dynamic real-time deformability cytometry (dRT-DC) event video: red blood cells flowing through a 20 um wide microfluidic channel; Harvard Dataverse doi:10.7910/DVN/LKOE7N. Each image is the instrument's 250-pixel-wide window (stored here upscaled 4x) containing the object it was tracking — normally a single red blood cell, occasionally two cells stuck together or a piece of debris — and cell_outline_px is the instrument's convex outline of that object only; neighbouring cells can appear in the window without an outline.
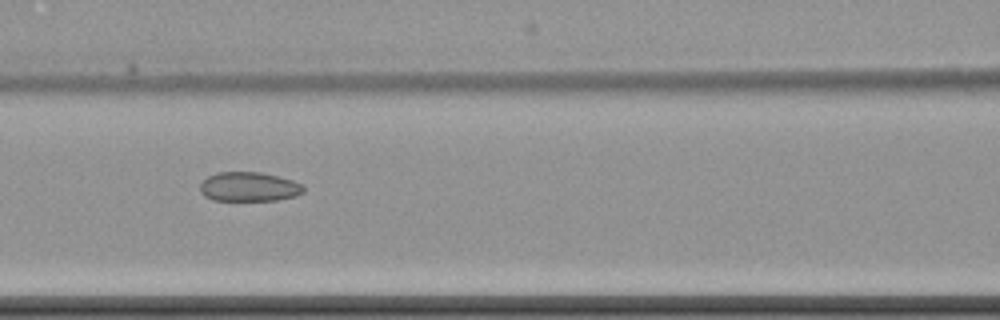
{"species": "common noctule bat (a hibernating species)", "species_latin": "Nyctalus noctula", "temperature_condition": "cold", "stored_images_in_passage": 9, "camera_frame_rate_fps": 3000, "um_per_image_px": 0.085, "animal": {"sex": "female", "body_mass_g": 22.7, "forearm_length_mm": 54.2}, "frame": {"image": 1, "passage_image": 8, "time_ms": 8.333, "image_size_px": [1000, 320], "cell_outline_px": [[304, 192], [296, 196], [276, 200], [212, 200], [204, 196], [200, 192], [200, 184], [208, 176], [216, 172], [260, 172], [292, 180], [304, 184]], "centroid_in_image_um": [21.16, 15.87], "position_along_channel_um": 145.4, "area_um2": 17.74}}
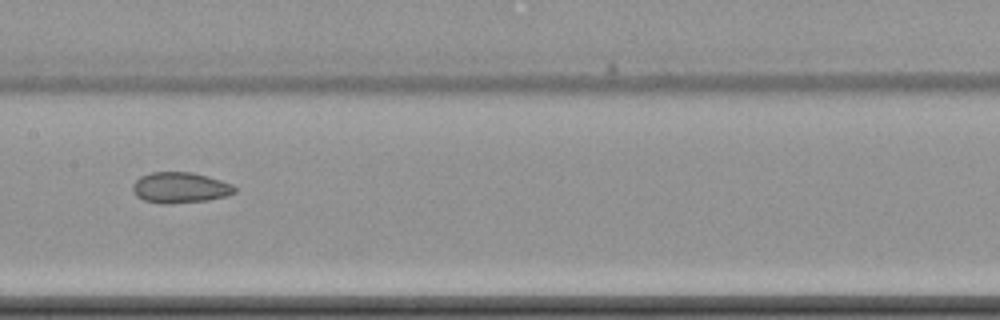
{"frame": {"image": 2, "passage_image": 9, "time_ms": 9.667, "image_size_px": [1000, 320], "cell_outline_px": [[236, 192], [228, 196], [208, 200], [172, 204], [160, 204], [144, 200], [136, 196], [132, 192], [132, 184], [140, 176], [152, 172], [192, 172], [220, 180], [232, 184], [236, 188]], "centroid_in_image_um": [15.29, 15.96], "position_along_channel_um": 192.1, "area_um2": 18.5}}